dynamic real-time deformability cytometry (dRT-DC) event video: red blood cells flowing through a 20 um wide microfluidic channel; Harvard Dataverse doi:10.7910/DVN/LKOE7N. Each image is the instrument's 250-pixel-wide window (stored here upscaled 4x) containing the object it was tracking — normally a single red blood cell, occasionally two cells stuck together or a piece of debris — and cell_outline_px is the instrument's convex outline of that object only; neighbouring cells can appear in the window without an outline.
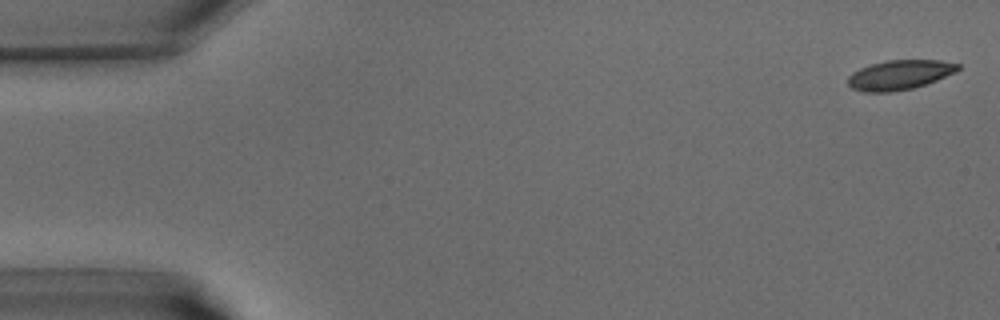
{"species": "common noctule bat (a hibernating species)", "species_latin": "Nyctalus noctula", "temperature_condition": "warm", "stored_images_in_passage": 40, "camera_frame_rate_fps": 3000, "um_per_image_px": 0.085, "animal": {"sex": "male", "body_mass_g": 15.6}, "frame": {"image": 1, "passage_image": 1, "time_ms": 0.0, "image_size_px": [1000, 320], "cell_outline_px": [[960, 68], [956, 72], [936, 80], [912, 88], [892, 92], [864, 92], [852, 88], [848, 84], [848, 76], [852, 72], [860, 68], [872, 64], [888, 60], [940, 60], [960, 64]], "centroid_in_image_um": [76.46, 6.36], "position_along_channel_um": 8.5, "area_um2": 18.9}}
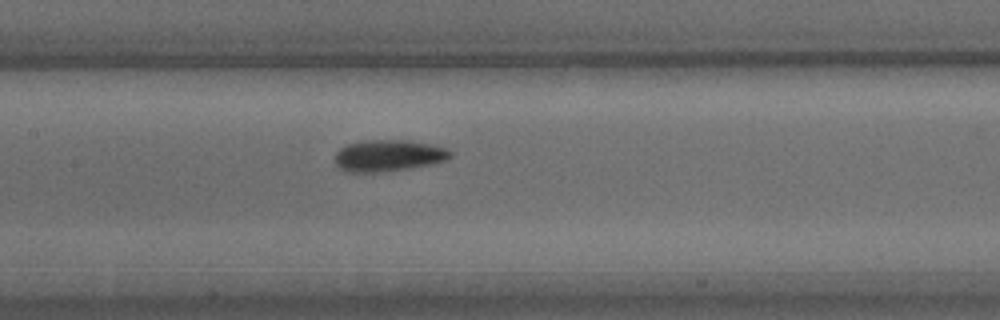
{"frame": {"image": 2, "passage_image": 19, "time_ms": 6.0, "image_size_px": [1000, 320], "cell_outline_px": [[452, 156], [448, 160], [432, 164], [408, 168], [380, 172], [344, 172], [332, 160], [336, 152], [340, 148], [348, 144], [364, 140], [408, 140], [448, 148], [452, 152]], "centroid_in_image_um": [33.0, 13.23], "position_along_channel_um": 174.4, "area_um2": 21.44}}
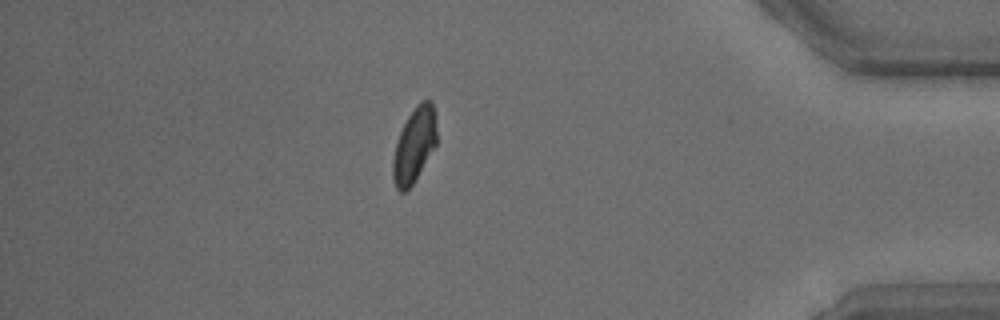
{"frame": {"image": 3, "passage_image": 35, "time_ms": 11.333, "image_size_px": [1000, 320], "cell_outline_px": [[436, 144], [412, 184], [404, 192], [400, 192], [396, 188], [392, 176], [392, 160], [396, 144], [400, 132], [408, 116], [416, 104], [420, 100], [432, 100], [436, 116]], "centroid_in_image_um": [35.21, 12.29], "position_along_channel_um": 400.0, "area_um2": 18.96}}